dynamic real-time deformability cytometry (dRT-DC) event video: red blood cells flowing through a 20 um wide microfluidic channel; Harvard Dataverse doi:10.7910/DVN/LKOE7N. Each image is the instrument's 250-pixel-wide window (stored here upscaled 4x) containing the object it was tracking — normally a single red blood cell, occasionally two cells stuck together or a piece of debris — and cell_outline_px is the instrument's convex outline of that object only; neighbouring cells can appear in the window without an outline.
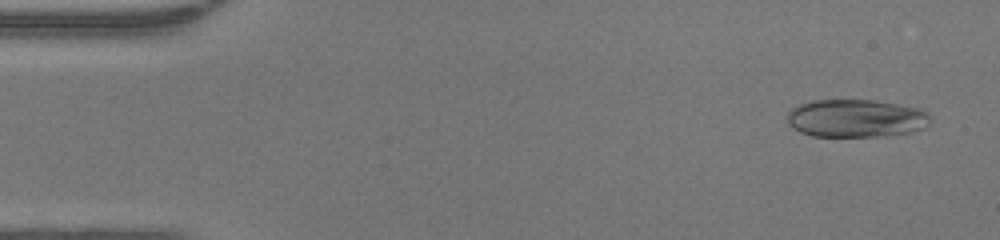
{"species": "human", "species_latin": "Homo sapiens", "temperature_condition": "warm", "stored_images_in_passage": 48, "segment_of_instrument_passage": [1, 2], "camera_frame_rate_fps": 3000, "um_per_image_px": 0.085, "donor": {"sex": "female"}, "frame": {"image": 1, "passage_image": 3, "time_ms": 0.667, "image_size_px": [1000, 240], "cell_outline_px": [[932, 120], [924, 128], [912, 132], [884, 136], [812, 136], [800, 132], [792, 128], [788, 124], [788, 112], [792, 108], [800, 104], [812, 100], [876, 100], [900, 104], [920, 108], [928, 112]], "centroid_in_image_um": [72.79, 10.05], "position_along_channel_um": 12.2, "area_um2": 31.96}}
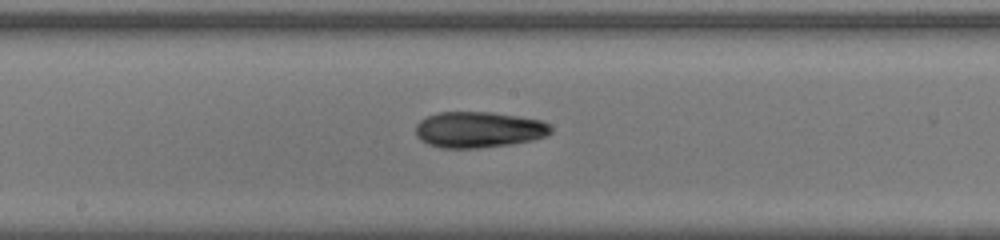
{"frame": {"image": 2, "passage_image": 25, "time_ms": 8.0, "image_size_px": [1000, 240], "cell_outline_px": [[552, 132], [548, 136], [532, 140], [512, 144], [480, 148], [440, 148], [428, 144], [420, 140], [416, 136], [416, 124], [420, 120], [436, 112], [492, 112], [540, 120], [548, 124], [552, 128]], "centroid_in_image_um": [40.68, 11.03], "position_along_channel_um": 207.5, "area_um2": 28.55}}
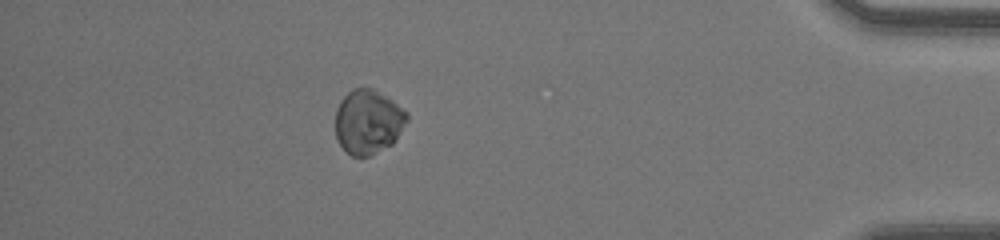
{"frame": {"image": 3, "passage_image": 42, "time_ms": 13.667, "image_size_px": [1000, 240], "cell_outline_px": [[408, 120], [396, 140], [392, 144], [368, 156], [352, 156], [336, 140], [336, 108], [340, 100], [352, 88], [372, 88], [392, 100], [408, 112]], "centroid_in_image_um": [31.29, 10.34], "position_along_channel_um": 403.9, "area_um2": 26.82}}